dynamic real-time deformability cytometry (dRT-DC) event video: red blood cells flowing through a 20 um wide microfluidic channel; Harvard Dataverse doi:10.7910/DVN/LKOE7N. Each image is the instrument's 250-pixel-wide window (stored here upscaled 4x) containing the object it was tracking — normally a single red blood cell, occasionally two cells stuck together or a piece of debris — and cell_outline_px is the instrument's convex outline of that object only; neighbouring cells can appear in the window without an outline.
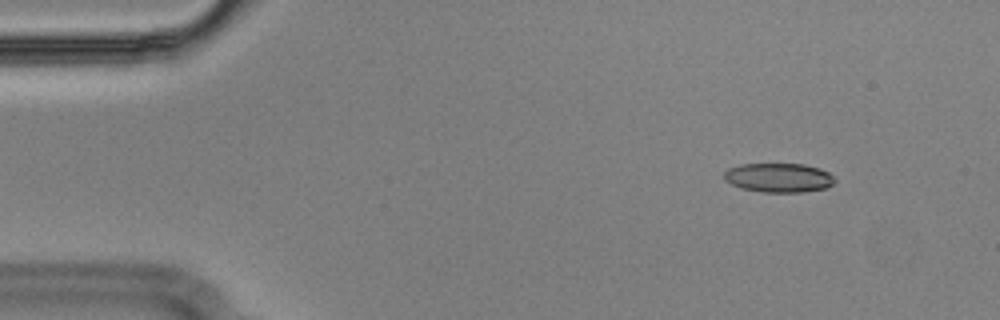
{"species": "Egyptian fruit bat (a non-hibernating species)", "species_latin": "Rousettus aegyptiacus", "temperature_condition": "cold", "stored_images_in_passage": 50, "camera_frame_rate_fps": 3000, "um_per_image_px": 0.085, "animal": {"sex": "male"}, "frame": {"image": 1, "passage_image": 1, "time_ms": 0.0, "image_size_px": [1000, 320], "cell_outline_px": [[836, 180], [832, 184], [824, 188], [804, 192], [764, 192], [744, 188], [732, 184], [724, 180], [724, 172], [728, 168], [740, 164], [804, 164], [820, 168], [828, 172]], "centroid_in_image_um": [66.19, 15.09], "position_along_channel_um": 18.8, "area_um2": 18.73}}
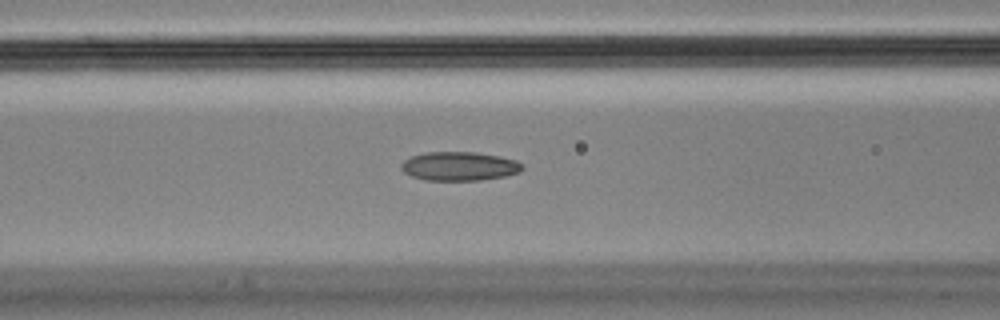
{"frame": {"image": 2, "passage_image": 17, "time_ms": 5.333, "image_size_px": [1000, 320], "cell_outline_px": [[524, 168], [520, 172], [504, 176], [480, 180], [424, 180], [412, 176], [404, 172], [400, 168], [400, 164], [404, 160], [412, 156], [424, 152], [476, 152], [500, 156], [516, 160], [524, 164]], "centroid_in_image_um": [39.05, 14.12], "position_along_channel_um": 127.5, "area_um2": 20.52}}
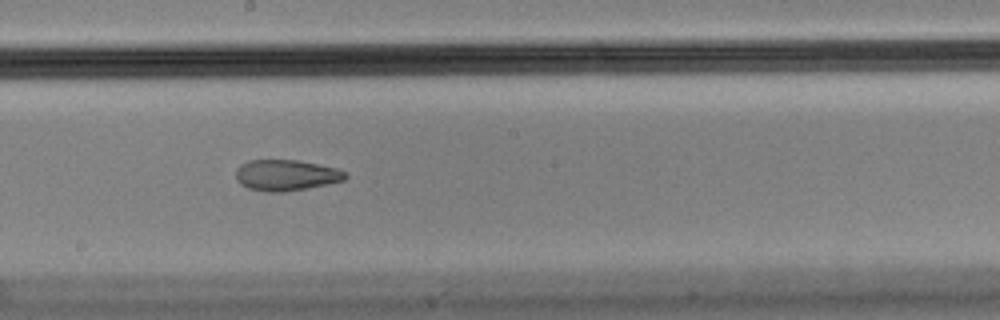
{"frame": {"image": 3, "passage_image": 25, "time_ms": 8.0, "image_size_px": [1000, 320], "cell_outline_px": [[348, 176], [344, 180], [308, 188], [280, 192], [268, 192], [248, 188], [240, 184], [236, 180], [236, 168], [240, 164], [248, 160], [300, 160], [336, 168], [344, 172]], "centroid_in_image_um": [24.28, 14.88], "position_along_channel_um": 223.9, "area_um2": 19.77}, "authors_computed_cell_mechanics": {"area_um2": 20.5768, "velocity_mm_per_s": 3.6097, "shape_relaxation_time_tau1_ms": null, "shape_relaxation_time_tau2_ms": 2.6068, "deformation_change_tau1": null, "deformation_change_tau2": 0.0932}}